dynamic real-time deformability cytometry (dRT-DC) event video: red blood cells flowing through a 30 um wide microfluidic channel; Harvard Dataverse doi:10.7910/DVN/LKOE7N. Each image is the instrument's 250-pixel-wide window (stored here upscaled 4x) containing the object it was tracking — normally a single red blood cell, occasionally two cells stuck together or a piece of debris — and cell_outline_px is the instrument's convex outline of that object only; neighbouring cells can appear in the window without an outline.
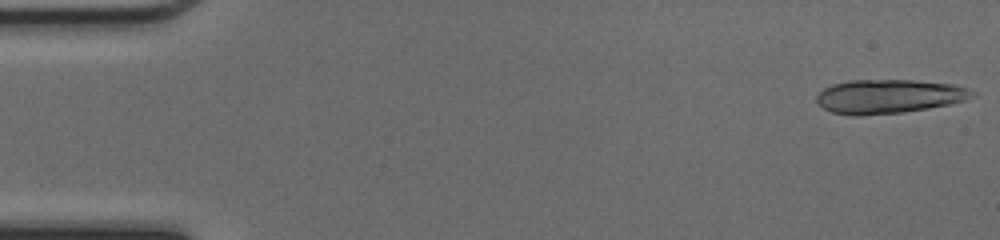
{"species": "common noctule bat (a hibernating species)", "species_latin": "Nyctalus noctula", "temperature_condition": "cold", "stored_images_in_passage": 16, "camera_frame_rate_fps": 3000, "um_per_image_px": 0.085, "animal": {"sex": "female", "body_mass_g": 17.0, "forearm_length_mm": 48.0}, "frame": {"image": 1, "passage_image": 1, "time_ms": 0.0, "image_size_px": [1000, 240], "cell_outline_px": [[976, 92], [972, 96], [964, 100], [948, 104], [928, 108], [904, 112], [864, 116], [852, 116], [832, 112], [816, 104], [816, 96], [824, 88], [832, 84], [848, 80], [912, 80], [952, 84], [968, 88]], "centroid_in_image_um": [75.49, 8.2], "position_along_channel_um": 9.5, "area_um2": 30.92}}